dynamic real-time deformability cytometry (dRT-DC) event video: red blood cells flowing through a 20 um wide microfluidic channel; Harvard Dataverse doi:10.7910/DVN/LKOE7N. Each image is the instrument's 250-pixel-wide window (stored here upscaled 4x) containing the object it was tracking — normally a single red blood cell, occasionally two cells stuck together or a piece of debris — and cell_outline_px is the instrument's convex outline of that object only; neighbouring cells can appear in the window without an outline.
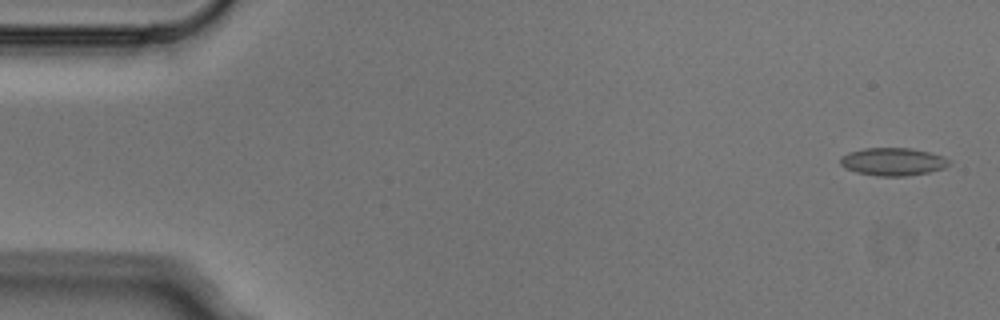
{"species": "Egyptian fruit bat (a non-hibernating species)", "species_latin": "Rousettus aegyptiacus", "temperature_condition": "cold", "stored_images_in_passage": 4, "camera_frame_rate_fps": 3000, "um_per_image_px": 0.085, "animal": {"sex": "male"}, "frame": {"image": 1, "passage_image": 1, "time_ms": 0.0, "image_size_px": [1000, 320], "cell_outline_px": [[952, 160], [944, 168], [928, 172], [904, 176], [876, 176], [856, 172], [844, 168], [840, 164], [840, 156], [848, 152], [864, 148], [908, 148], [928, 152], [944, 156]], "centroid_in_image_um": [75.87, 13.74], "position_along_channel_um": 9.1, "area_um2": 17.69}}
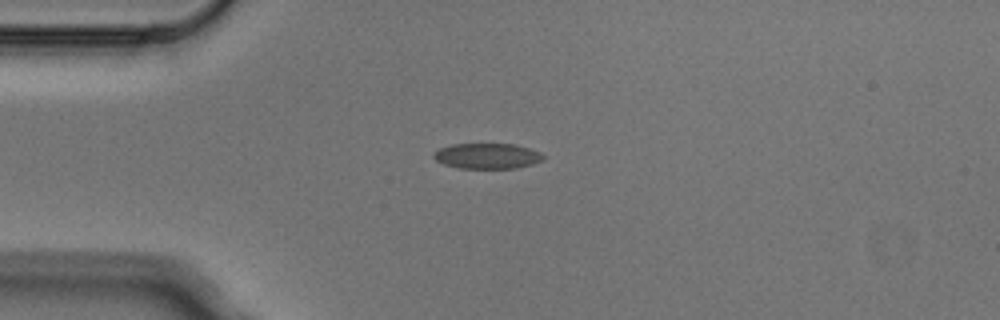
{"frame": {"image": 2, "passage_image": 4, "time_ms": 1.0, "image_size_px": [1000, 320], "cell_outline_px": [[544, 160], [532, 164], [516, 168], [460, 168], [444, 164], [436, 160], [432, 156], [440, 148], [452, 144], [512, 144], [528, 148], [540, 152], [544, 156]], "centroid_in_image_um": [41.43, 13.26], "position_along_channel_um": 43.6, "area_um2": 16.13}}